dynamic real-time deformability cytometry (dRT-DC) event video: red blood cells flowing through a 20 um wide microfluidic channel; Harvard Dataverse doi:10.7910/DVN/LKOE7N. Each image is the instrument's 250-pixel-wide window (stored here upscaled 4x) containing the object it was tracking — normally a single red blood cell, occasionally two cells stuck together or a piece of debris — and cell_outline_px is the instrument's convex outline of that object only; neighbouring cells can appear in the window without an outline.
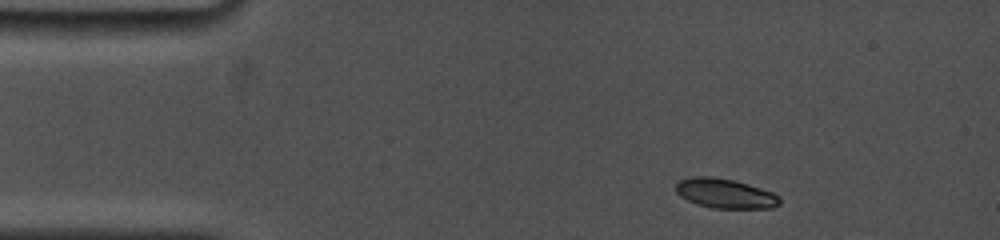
{"species": "common noctule bat (a hibernating species)", "species_latin": "Nyctalus noctula", "temperature_condition": "cold", "stored_images_in_passage": 5, "camera_frame_rate_fps": 5000, "um_per_image_px": 0.085, "animal": {"sex": "female", "body_mass_g": 19.0, "forearm_length_mm": 53.3}, "frame": {"image": 1, "passage_image": 1, "time_ms": 0.0, "image_size_px": [1000, 240], "cell_outline_px": [[780, 204], [772, 208], [712, 208], [696, 204], [680, 196], [676, 192], [676, 184], [680, 180], [692, 176], [712, 176], [732, 180], [748, 184], [772, 192], [780, 196]], "centroid_in_image_um": [61.63, 16.44], "position_along_channel_um": 23.4, "area_um2": 17.92}}